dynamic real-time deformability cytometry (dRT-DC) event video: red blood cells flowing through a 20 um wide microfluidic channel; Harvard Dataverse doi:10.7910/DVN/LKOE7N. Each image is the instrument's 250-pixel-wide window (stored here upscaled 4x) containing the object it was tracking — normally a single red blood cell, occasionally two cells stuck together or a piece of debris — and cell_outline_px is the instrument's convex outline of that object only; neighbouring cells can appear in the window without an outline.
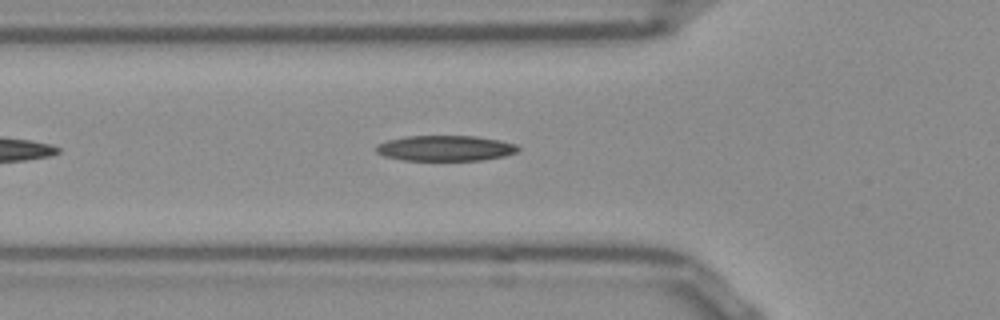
{"species": "Egyptian fruit bat (a non-hibernating species)", "species_latin": "Rousettus aegyptiacus", "temperature_condition": "room temperature", "stored_images_in_passage": 26, "camera_frame_rate_fps": 3000, "um_per_image_px": 0.085, "frame": {"image": 1, "passage_image": 7, "time_ms": 2.0, "image_size_px": [1000, 320], "cell_outline_px": [[520, 148], [516, 152], [504, 156], [480, 160], [404, 160], [384, 156], [376, 152], [376, 144], [388, 140], [404, 136], [476, 136], [500, 140], [516, 144]], "centroid_in_image_um": [37.84, 12.59], "position_along_channel_um": 88.0, "area_um2": 21.1}}
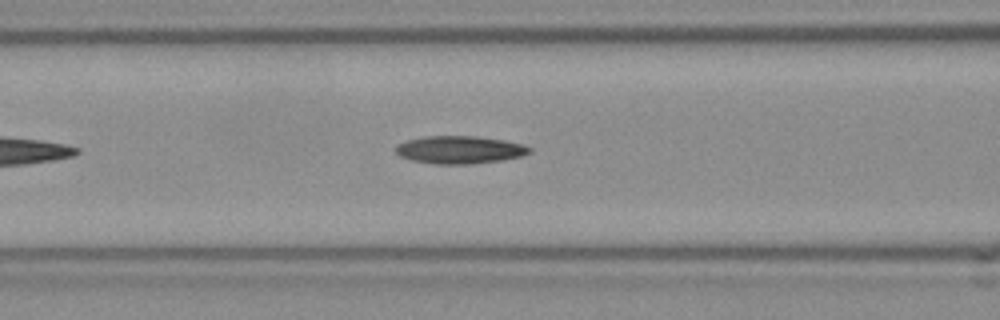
{"frame": {"image": 2, "passage_image": 10, "time_ms": 3.0, "image_size_px": [1000, 320], "cell_outline_px": [[532, 152], [520, 156], [500, 160], [472, 164], [436, 164], [412, 160], [400, 156], [396, 152], [396, 144], [408, 140], [424, 136], [476, 136], [504, 140], [524, 144], [532, 148]], "centroid_in_image_um": [39.08, 12.72], "position_along_channel_um": 127.5, "area_um2": 21.62}}
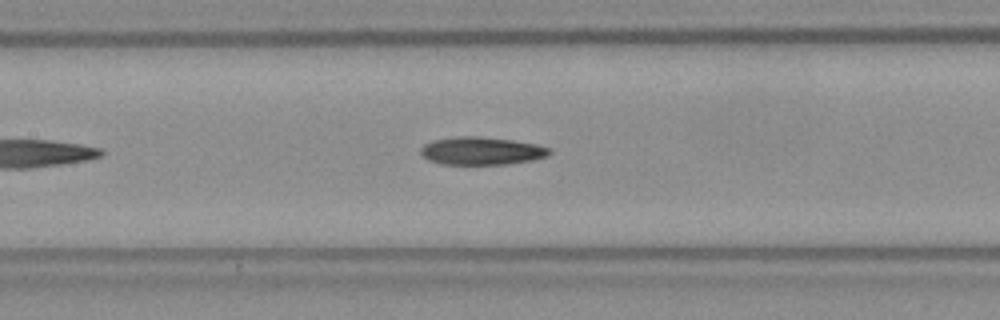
{"frame": {"image": 3, "passage_image": 13, "time_ms": 4.0, "image_size_px": [1000, 320], "cell_outline_px": [[552, 152], [548, 156], [532, 160], [504, 164], [440, 164], [428, 160], [420, 152], [420, 148], [424, 144], [432, 140], [456, 136], [480, 136], [512, 140], [536, 144], [552, 148]], "centroid_in_image_um": [40.93, 12.82], "position_along_channel_um": 166.5, "area_um2": 21.04}}